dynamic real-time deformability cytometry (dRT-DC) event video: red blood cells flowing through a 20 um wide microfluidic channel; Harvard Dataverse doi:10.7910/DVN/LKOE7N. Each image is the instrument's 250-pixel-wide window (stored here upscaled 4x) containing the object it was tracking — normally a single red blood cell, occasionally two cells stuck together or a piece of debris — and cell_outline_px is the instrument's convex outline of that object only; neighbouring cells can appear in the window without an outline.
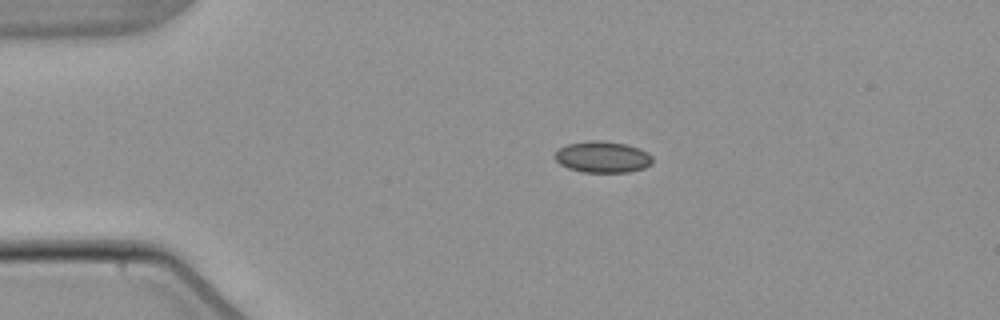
{"species": "common noctule bat (a hibernating species)", "species_latin": "Nyctalus noctula", "temperature_condition": "warm", "stored_images_in_passage": 5, "camera_frame_rate_fps": 3000, "um_per_image_px": 0.085, "animal": {"sex": "male", "body_mass_g": 21.5, "forearm_length_mm": 52.0}, "frame": {"image": 1, "passage_image": 2, "time_ms": 2.333, "image_size_px": [1000, 320], "cell_outline_px": [[652, 164], [644, 168], [628, 172], [584, 172], [568, 168], [560, 164], [556, 160], [556, 152], [560, 148], [568, 144], [588, 140], [600, 140], [628, 144], [640, 148], [648, 152], [652, 156]], "centroid_in_image_um": [51.26, 13.33], "position_along_channel_um": 33.7, "area_um2": 17.92}}
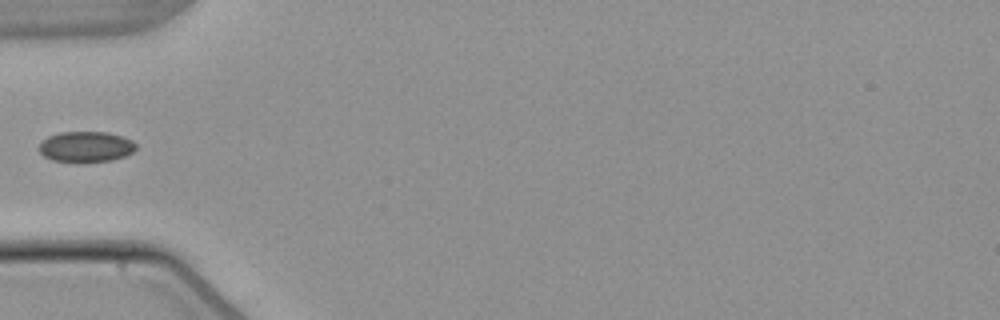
{"frame": {"image": 2, "passage_image": 4, "time_ms": 4.667, "image_size_px": [1000, 320], "cell_outline_px": [[136, 148], [132, 152], [124, 156], [112, 160], [84, 164], [80, 164], [52, 160], [44, 156], [40, 152], [40, 144], [48, 136], [60, 132], [108, 132], [132, 140], [136, 144]], "centroid_in_image_um": [7.3, 12.5], "position_along_channel_um": 77.7, "area_um2": 17.63}}